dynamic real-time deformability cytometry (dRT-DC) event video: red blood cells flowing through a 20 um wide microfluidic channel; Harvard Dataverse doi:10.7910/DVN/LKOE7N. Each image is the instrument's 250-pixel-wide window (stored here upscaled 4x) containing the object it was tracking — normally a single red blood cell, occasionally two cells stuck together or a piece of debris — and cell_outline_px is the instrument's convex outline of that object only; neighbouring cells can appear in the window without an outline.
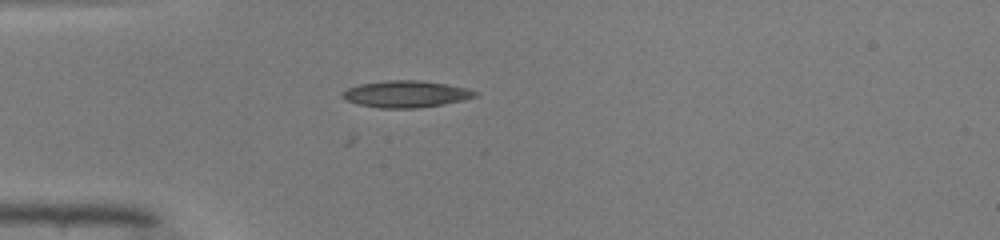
{"species": "common noctule bat (a hibernating species)", "species_latin": "Nyctalus noctula", "temperature_condition": "warm", "stored_images_in_passage": 36, "camera_frame_rate_fps": 3000, "um_per_image_px": 0.085, "animal": {"sex": "male", "body_mass_g": 19.0, "forearm_length_mm": 50.8}, "frame": {"image": 1, "passage_image": 1, "time_ms": 0.0, "image_size_px": [1000, 240], "cell_outline_px": [[476, 96], [464, 100], [444, 104], [416, 108], [380, 108], [360, 104], [348, 100], [340, 96], [340, 92], [348, 88], [360, 84], [388, 80], [420, 80], [448, 84], [468, 88], [476, 92]], "centroid_in_image_um": [34.51, 7.99], "position_along_channel_um": 50.5, "area_um2": 20.63}}
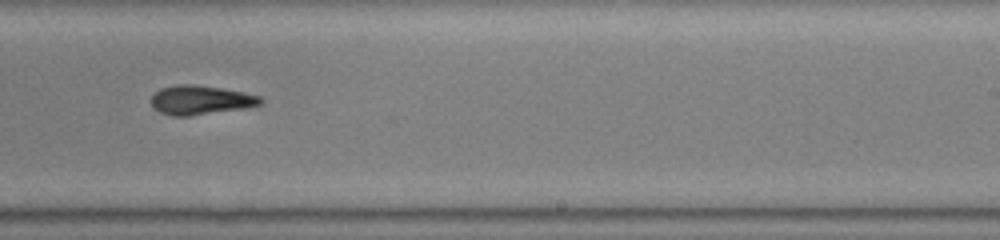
{"frame": {"image": 2, "passage_image": 18, "time_ms": 5.667, "image_size_px": [1000, 240], "cell_outline_px": [[264, 100], [260, 104], [244, 108], [188, 116], [172, 116], [160, 112], [152, 108], [152, 96], [160, 88], [180, 84], [196, 84], [244, 92], [260, 96]], "centroid_in_image_um": [17.03, 8.5], "position_along_channel_um": 272.0, "area_um2": 18.5}}
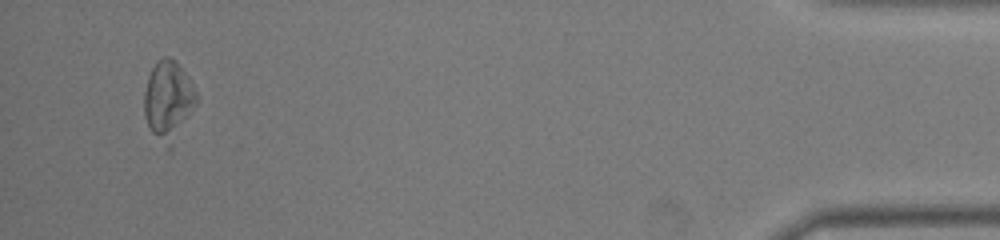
{"frame": {"image": 3, "passage_image": 34, "time_ms": 11.0, "image_size_px": [1000, 240], "cell_outline_px": [[196, 104], [188, 116], [164, 136], [160, 136], [152, 132], [144, 116], [144, 92], [148, 76], [152, 68], [164, 56], [168, 56], [176, 60], [184, 72], [196, 92]], "centroid_in_image_um": [14.25, 8.21], "position_along_channel_um": 421.0, "area_um2": 21.27}, "authors_computed_cell_mechanics": {"area_um2": 19.0162, "velocity_mm_per_s": 4.1396, "shape_relaxation_time_tau1_ms": 1.6342, "shape_relaxation_time_tau2_ms": null, "deformation_change_tau1": 0.3543, "deformation_change_tau2": null}}